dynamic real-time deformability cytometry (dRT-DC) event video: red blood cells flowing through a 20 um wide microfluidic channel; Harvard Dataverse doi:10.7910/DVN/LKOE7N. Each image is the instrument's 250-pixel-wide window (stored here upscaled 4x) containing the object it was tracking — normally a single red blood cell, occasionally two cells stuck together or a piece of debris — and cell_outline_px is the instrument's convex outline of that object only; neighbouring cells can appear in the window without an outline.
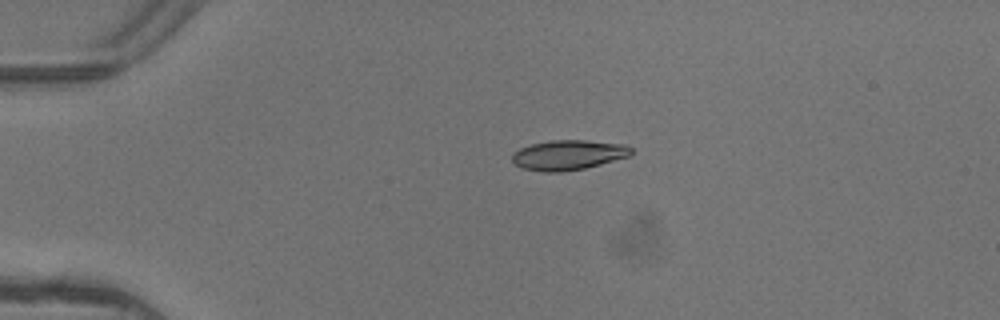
{"species": "common noctule bat (a hibernating species)", "species_latin": "Nyctalus noctula", "temperature_condition": "warm", "stored_images_in_passage": 2, "camera_frame_rate_fps": 3000, "um_per_image_px": 0.085, "animal": {"sex": "female"}, "frame": {"image": 1, "passage_image": 1, "time_ms": 0.0, "image_size_px": [1000, 320], "cell_outline_px": [[636, 152], [632, 156], [584, 168], [560, 172], [544, 172], [524, 168], [516, 164], [512, 160], [512, 152], [520, 148], [532, 144], [552, 140], [584, 140], [628, 144]], "centroid_in_image_um": [48.38, 13.16], "position_along_channel_um": 36.6, "area_um2": 20.92}}